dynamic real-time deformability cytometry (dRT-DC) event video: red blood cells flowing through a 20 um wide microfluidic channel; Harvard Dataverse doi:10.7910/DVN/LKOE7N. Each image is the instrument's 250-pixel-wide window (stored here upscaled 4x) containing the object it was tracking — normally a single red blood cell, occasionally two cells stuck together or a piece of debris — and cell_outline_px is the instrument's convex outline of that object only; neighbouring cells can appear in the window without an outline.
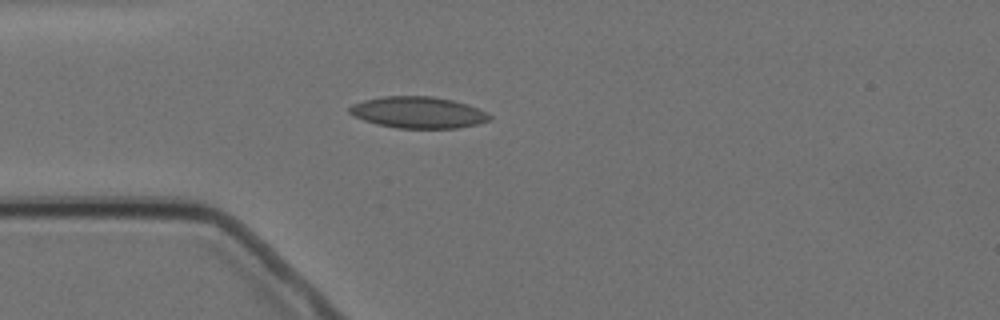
{"species": "Egyptian fruit bat (a non-hibernating species)", "species_latin": "Rousettus aegyptiacus", "temperature_condition": "cold", "stored_images_in_passage": 4, "camera_frame_rate_fps": 3000, "um_per_image_px": 0.085, "animal": {"sex": "female"}, "frame": {"image": 1, "passage_image": 4, "time_ms": 3.333, "image_size_px": [1000, 320], "cell_outline_px": [[492, 120], [476, 124], [456, 128], [396, 128], [376, 124], [352, 116], [348, 112], [348, 108], [352, 104], [364, 100], [384, 96], [432, 96], [452, 100], [468, 104], [488, 112], [492, 116]], "centroid_in_image_um": [35.55, 9.55], "position_along_channel_um": 49.5, "area_um2": 25.89}}